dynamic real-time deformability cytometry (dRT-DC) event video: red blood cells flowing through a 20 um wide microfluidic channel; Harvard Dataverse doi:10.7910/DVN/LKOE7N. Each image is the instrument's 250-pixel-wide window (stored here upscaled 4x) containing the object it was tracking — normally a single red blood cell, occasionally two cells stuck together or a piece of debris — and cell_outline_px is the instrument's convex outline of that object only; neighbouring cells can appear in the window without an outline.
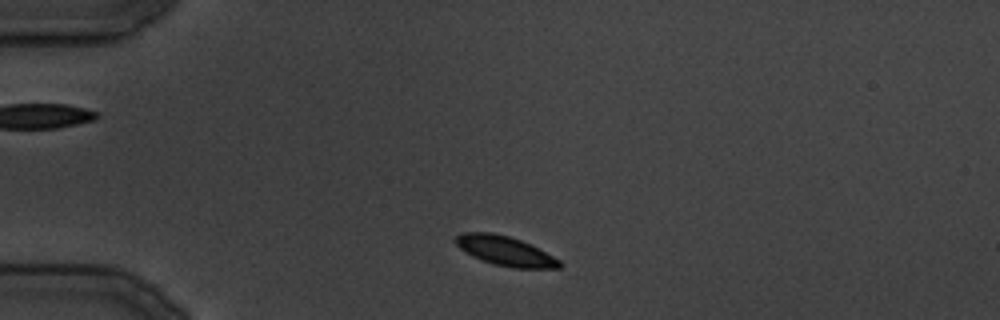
{"species": "common noctule bat (a hibernating species)", "species_latin": "Nyctalus noctula", "temperature_condition": "cold", "stored_images_in_passage": 28, "camera_frame_rate_fps": 3000, "um_per_image_px": 0.085, "animal": {"sex": "male", "body_mass_g": 19.5, "forearm_length_mm": 54.6}, "frame": {"image": 1, "passage_image": 2, "time_ms": 1.333, "image_size_px": [1000, 320], "cell_outline_px": [[564, 264], [560, 268], [512, 268], [492, 264], [472, 256], [460, 248], [452, 240], [460, 232], [492, 232], [508, 236], [520, 240], [560, 260]], "centroid_in_image_um": [42.9, 21.33], "position_along_channel_um": 42.1, "area_um2": 17.8}}
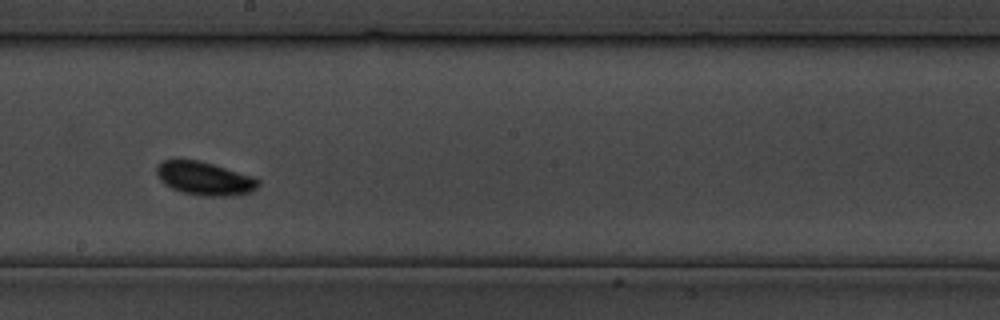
{"frame": {"image": 2, "passage_image": 14, "time_ms": 15.667, "image_size_px": [1000, 320], "cell_outline_px": [[260, 184], [256, 188], [248, 192], [232, 196], [200, 196], [184, 192], [172, 188], [164, 184], [160, 180], [156, 172], [156, 164], [164, 160], [200, 160], [256, 176], [260, 180]], "centroid_in_image_um": [17.42, 15.16], "position_along_channel_um": 230.8, "area_um2": 20.0}}
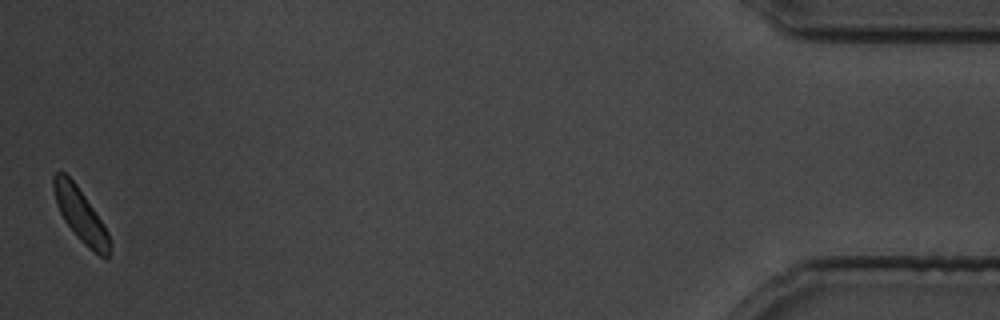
{"frame": {"image": 3, "passage_image": 28, "time_ms": 33.667, "image_size_px": [1000, 320], "cell_outline_px": [[108, 260], [100, 256], [88, 248], [80, 240], [64, 220], [56, 204], [52, 188], [52, 176], [56, 172], [64, 172], [76, 184], [108, 232]], "centroid_in_image_um": [6.78, 18.24], "position_along_channel_um": 428.4, "area_um2": 16.88}}